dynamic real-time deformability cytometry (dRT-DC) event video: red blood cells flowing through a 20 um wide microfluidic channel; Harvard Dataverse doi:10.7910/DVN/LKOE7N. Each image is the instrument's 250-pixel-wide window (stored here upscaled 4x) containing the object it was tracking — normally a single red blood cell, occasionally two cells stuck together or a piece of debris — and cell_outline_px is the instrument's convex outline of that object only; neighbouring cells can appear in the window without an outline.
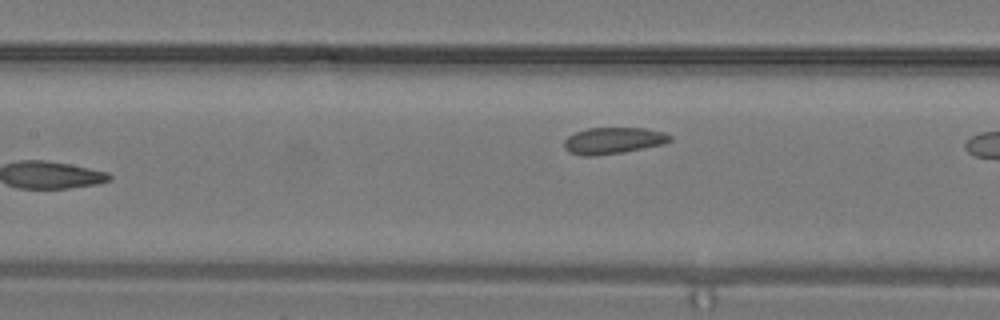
{"species": "common noctule bat (a hibernating species)", "species_latin": "Nyctalus noctula", "temperature_condition": "warm", "stored_images_in_passage": 16, "camera_frame_rate_fps": 3000, "um_per_image_px": 0.085, "animal": {"sex": "male", "body_mass_g": 19.2, "forearm_length_mm": 51.8}, "frame": {"image": 1, "passage_image": 16, "time_ms": 5.0, "image_size_px": [1000, 320], "cell_outline_px": [[672, 140], [664, 144], [624, 152], [596, 156], [580, 156], [568, 152], [564, 148], [564, 140], [568, 136], [576, 132], [588, 128], [644, 128], [664, 132], [672, 136]], "centroid_in_image_um": [52.11, 11.96], "position_along_channel_um": 155.3, "area_um2": 16.53}}